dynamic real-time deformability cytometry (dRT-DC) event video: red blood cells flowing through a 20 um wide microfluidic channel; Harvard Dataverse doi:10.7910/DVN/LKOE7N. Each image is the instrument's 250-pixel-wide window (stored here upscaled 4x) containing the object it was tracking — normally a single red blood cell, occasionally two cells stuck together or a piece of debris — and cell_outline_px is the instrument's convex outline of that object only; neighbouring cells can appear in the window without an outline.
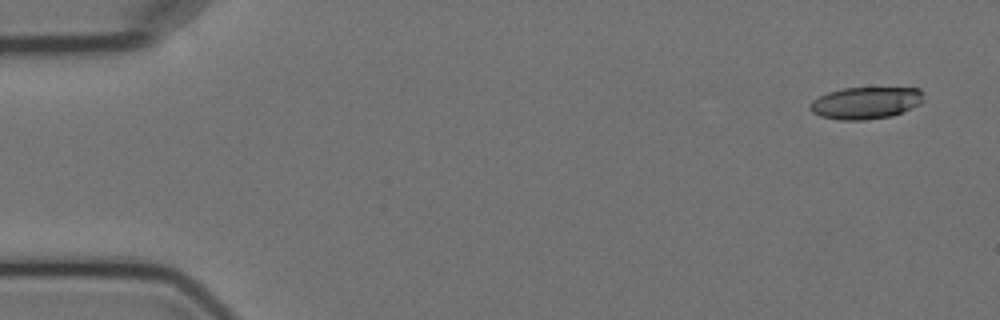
{"species": "Egyptian fruit bat (a non-hibernating species)", "species_latin": "Rousettus aegyptiacus", "temperature_condition": "cold", "stored_images_in_passage": 4, "camera_frame_rate_fps": 3000, "um_per_image_px": 0.085, "animal": {"sex": "female"}, "frame": {"image": 1, "passage_image": 1, "time_ms": 0.0, "image_size_px": [1000, 320], "cell_outline_px": [[924, 100], [920, 104], [892, 116], [864, 120], [840, 120], [820, 116], [812, 112], [808, 108], [808, 104], [812, 100], [828, 92], [844, 88], [920, 88], [924, 92]], "centroid_in_image_um": [73.58, 8.75], "position_along_channel_um": 11.4, "area_um2": 21.33}}
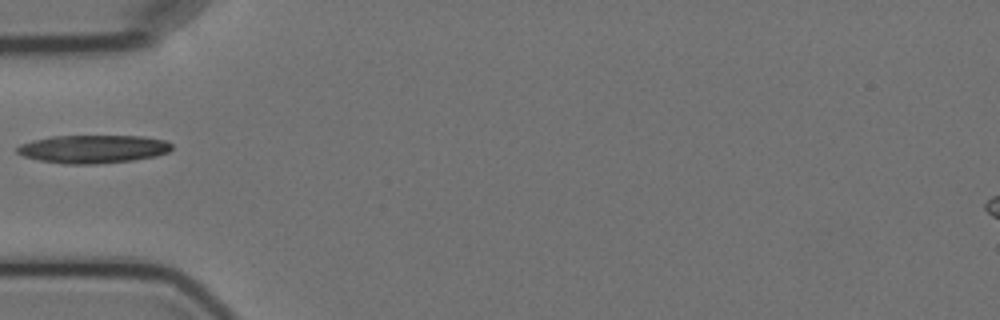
{"frame": {"image": 2, "passage_image": 4, "time_ms": 5.333, "image_size_px": [1000, 320], "cell_outline_px": [[172, 148], [168, 152], [156, 156], [132, 160], [96, 164], [64, 164], [40, 160], [24, 156], [16, 152], [16, 148], [20, 144], [52, 136], [144, 136], [164, 140], [172, 144]], "centroid_in_image_um": [7.93, 12.67], "position_along_channel_um": 77.1, "area_um2": 25.26}}